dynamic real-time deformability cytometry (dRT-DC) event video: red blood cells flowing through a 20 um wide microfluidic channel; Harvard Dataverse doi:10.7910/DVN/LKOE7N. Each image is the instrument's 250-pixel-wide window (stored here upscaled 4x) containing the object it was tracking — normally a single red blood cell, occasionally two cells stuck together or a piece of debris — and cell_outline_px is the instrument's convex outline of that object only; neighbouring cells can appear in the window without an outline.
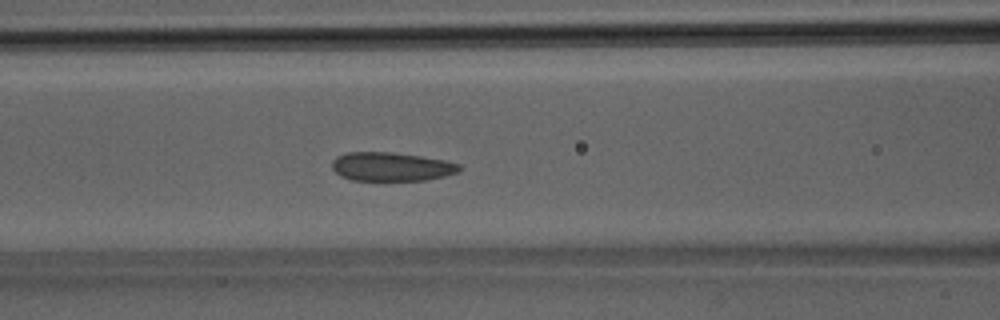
{"species": "Egyptian fruit bat (a non-hibernating species)", "species_latin": "Rousettus aegyptiacus", "temperature_condition": "room temperature", "stored_images_in_passage": 38, "camera_frame_rate_fps": 3000, "um_per_image_px": 0.085, "animal": {"sex": "male"}, "frame": {"image": 1, "passage_image": 16, "time_ms": 5.0, "image_size_px": [1000, 320], "cell_outline_px": [[460, 172], [444, 176], [424, 180], [352, 180], [340, 176], [332, 168], [332, 160], [336, 156], [348, 152], [392, 152], [420, 156], [444, 160], [460, 164]], "centroid_in_image_um": [33.25, 14.16], "position_along_channel_um": 133.4, "area_um2": 21.33}}
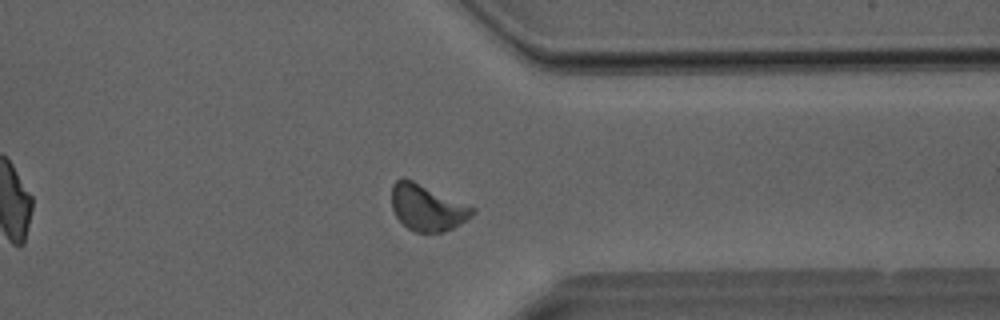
{"frame": {"image": 2, "passage_image": 30, "time_ms": 9.667, "image_size_px": [1000, 320], "cell_outline_px": [[476, 212], [472, 216], [460, 224], [444, 232], [416, 232], [408, 228], [396, 216], [392, 208], [392, 184], [396, 180], [412, 180], [476, 208]], "centroid_in_image_um": [36.33, 17.67], "position_along_channel_um": 375.1, "area_um2": 21.44}}
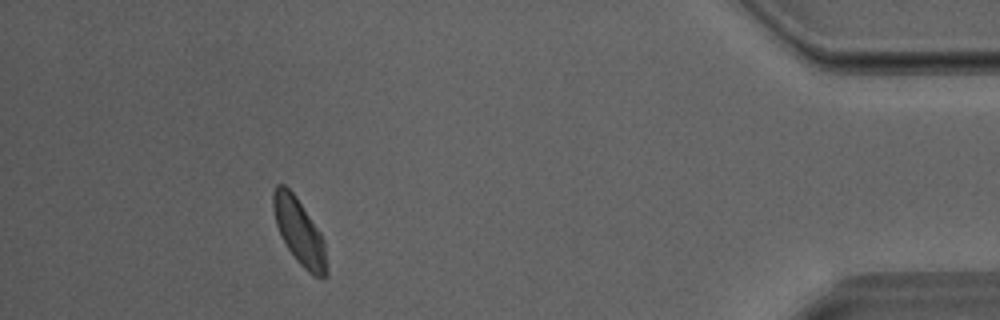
{"frame": {"image": 3, "passage_image": 35, "time_ms": 11.333, "image_size_px": [1000, 320], "cell_outline_px": [[328, 276], [316, 276], [308, 272], [296, 260], [280, 236], [276, 224], [272, 208], [272, 192], [276, 184], [284, 184], [296, 196], [320, 232], [324, 240], [328, 268]], "centroid_in_image_um": [25.43, 19.68], "position_along_channel_um": 409.8, "area_um2": 20.58}}